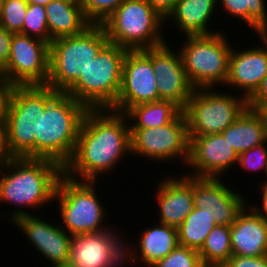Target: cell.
Listing matches in <instances>:
<instances>
[{
  "instance_id": "37",
  "label": "cell",
  "mask_w": 267,
  "mask_h": 267,
  "mask_svg": "<svg viewBox=\"0 0 267 267\" xmlns=\"http://www.w3.org/2000/svg\"><path fill=\"white\" fill-rule=\"evenodd\" d=\"M13 85L0 81V127H6Z\"/></svg>"
},
{
  "instance_id": "8",
  "label": "cell",
  "mask_w": 267,
  "mask_h": 267,
  "mask_svg": "<svg viewBox=\"0 0 267 267\" xmlns=\"http://www.w3.org/2000/svg\"><path fill=\"white\" fill-rule=\"evenodd\" d=\"M178 51L186 75L195 89L225 85L229 73L232 45L224 33L185 36Z\"/></svg>"
},
{
  "instance_id": "3",
  "label": "cell",
  "mask_w": 267,
  "mask_h": 267,
  "mask_svg": "<svg viewBox=\"0 0 267 267\" xmlns=\"http://www.w3.org/2000/svg\"><path fill=\"white\" fill-rule=\"evenodd\" d=\"M88 109L65 92H58L39 114V137H34V158L49 159L64 167L72 158L79 129Z\"/></svg>"
},
{
  "instance_id": "42",
  "label": "cell",
  "mask_w": 267,
  "mask_h": 267,
  "mask_svg": "<svg viewBox=\"0 0 267 267\" xmlns=\"http://www.w3.org/2000/svg\"><path fill=\"white\" fill-rule=\"evenodd\" d=\"M5 128L6 127H0V159L10 158L6 147Z\"/></svg>"
},
{
  "instance_id": "7",
  "label": "cell",
  "mask_w": 267,
  "mask_h": 267,
  "mask_svg": "<svg viewBox=\"0 0 267 267\" xmlns=\"http://www.w3.org/2000/svg\"><path fill=\"white\" fill-rule=\"evenodd\" d=\"M164 21L147 1L124 0L102 26L110 43L127 50H144L166 42L161 30Z\"/></svg>"
},
{
  "instance_id": "2",
  "label": "cell",
  "mask_w": 267,
  "mask_h": 267,
  "mask_svg": "<svg viewBox=\"0 0 267 267\" xmlns=\"http://www.w3.org/2000/svg\"><path fill=\"white\" fill-rule=\"evenodd\" d=\"M1 171L0 202H10L19 208L10 214L12 221L34 214L22 207L38 209L54 201L59 179L64 174L63 167L55 161L25 157H10Z\"/></svg>"
},
{
  "instance_id": "24",
  "label": "cell",
  "mask_w": 267,
  "mask_h": 267,
  "mask_svg": "<svg viewBox=\"0 0 267 267\" xmlns=\"http://www.w3.org/2000/svg\"><path fill=\"white\" fill-rule=\"evenodd\" d=\"M157 225L142 230L139 235V244L134 246L136 263L140 258L141 263L143 261L146 267H150L165 258L179 245L177 228L163 223Z\"/></svg>"
},
{
  "instance_id": "20",
  "label": "cell",
  "mask_w": 267,
  "mask_h": 267,
  "mask_svg": "<svg viewBox=\"0 0 267 267\" xmlns=\"http://www.w3.org/2000/svg\"><path fill=\"white\" fill-rule=\"evenodd\" d=\"M230 240L233 255L266 256L267 220L246 205L230 226Z\"/></svg>"
},
{
  "instance_id": "29",
  "label": "cell",
  "mask_w": 267,
  "mask_h": 267,
  "mask_svg": "<svg viewBox=\"0 0 267 267\" xmlns=\"http://www.w3.org/2000/svg\"><path fill=\"white\" fill-rule=\"evenodd\" d=\"M229 15L242 19L258 34L267 33V10L264 0H219Z\"/></svg>"
},
{
  "instance_id": "25",
  "label": "cell",
  "mask_w": 267,
  "mask_h": 267,
  "mask_svg": "<svg viewBox=\"0 0 267 267\" xmlns=\"http://www.w3.org/2000/svg\"><path fill=\"white\" fill-rule=\"evenodd\" d=\"M108 229L71 235L69 263L74 267H106L109 258Z\"/></svg>"
},
{
  "instance_id": "6",
  "label": "cell",
  "mask_w": 267,
  "mask_h": 267,
  "mask_svg": "<svg viewBox=\"0 0 267 267\" xmlns=\"http://www.w3.org/2000/svg\"><path fill=\"white\" fill-rule=\"evenodd\" d=\"M46 85L13 86L5 128L10 157L34 158V137H39V114L57 94Z\"/></svg>"
},
{
  "instance_id": "11",
  "label": "cell",
  "mask_w": 267,
  "mask_h": 267,
  "mask_svg": "<svg viewBox=\"0 0 267 267\" xmlns=\"http://www.w3.org/2000/svg\"><path fill=\"white\" fill-rule=\"evenodd\" d=\"M49 46L40 39L13 33L9 60L0 70V81L13 86L46 85Z\"/></svg>"
},
{
  "instance_id": "27",
  "label": "cell",
  "mask_w": 267,
  "mask_h": 267,
  "mask_svg": "<svg viewBox=\"0 0 267 267\" xmlns=\"http://www.w3.org/2000/svg\"><path fill=\"white\" fill-rule=\"evenodd\" d=\"M216 225L212 215L204 208L194 207L177 228L179 245L199 251L207 235Z\"/></svg>"
},
{
  "instance_id": "43",
  "label": "cell",
  "mask_w": 267,
  "mask_h": 267,
  "mask_svg": "<svg viewBox=\"0 0 267 267\" xmlns=\"http://www.w3.org/2000/svg\"><path fill=\"white\" fill-rule=\"evenodd\" d=\"M258 111L260 112V114L262 115L264 121H265V125L267 127V104L262 105Z\"/></svg>"
},
{
  "instance_id": "19",
  "label": "cell",
  "mask_w": 267,
  "mask_h": 267,
  "mask_svg": "<svg viewBox=\"0 0 267 267\" xmlns=\"http://www.w3.org/2000/svg\"><path fill=\"white\" fill-rule=\"evenodd\" d=\"M157 184L158 223L178 228L194 208L193 176L170 177Z\"/></svg>"
},
{
  "instance_id": "32",
  "label": "cell",
  "mask_w": 267,
  "mask_h": 267,
  "mask_svg": "<svg viewBox=\"0 0 267 267\" xmlns=\"http://www.w3.org/2000/svg\"><path fill=\"white\" fill-rule=\"evenodd\" d=\"M113 230V228L108 229L110 255L106 262V267H123L121 265L129 262H133V264H135L136 260L134 246L131 249L129 244L127 245L126 242H124L125 239L120 236V233L118 234L119 231L115 232V230Z\"/></svg>"
},
{
  "instance_id": "15",
  "label": "cell",
  "mask_w": 267,
  "mask_h": 267,
  "mask_svg": "<svg viewBox=\"0 0 267 267\" xmlns=\"http://www.w3.org/2000/svg\"><path fill=\"white\" fill-rule=\"evenodd\" d=\"M232 188V190H231ZM242 194L234 192L220 178L193 177L194 207L205 209L217 225L231 226L248 204Z\"/></svg>"
},
{
  "instance_id": "26",
  "label": "cell",
  "mask_w": 267,
  "mask_h": 267,
  "mask_svg": "<svg viewBox=\"0 0 267 267\" xmlns=\"http://www.w3.org/2000/svg\"><path fill=\"white\" fill-rule=\"evenodd\" d=\"M183 110L172 101L142 103L131 107L125 115L133 121L130 129H147L172 122Z\"/></svg>"
},
{
  "instance_id": "16",
  "label": "cell",
  "mask_w": 267,
  "mask_h": 267,
  "mask_svg": "<svg viewBox=\"0 0 267 267\" xmlns=\"http://www.w3.org/2000/svg\"><path fill=\"white\" fill-rule=\"evenodd\" d=\"M189 139L187 165L193 168L190 176L220 178L238 162V154L220 133L189 136Z\"/></svg>"
},
{
  "instance_id": "33",
  "label": "cell",
  "mask_w": 267,
  "mask_h": 267,
  "mask_svg": "<svg viewBox=\"0 0 267 267\" xmlns=\"http://www.w3.org/2000/svg\"><path fill=\"white\" fill-rule=\"evenodd\" d=\"M124 0H78L91 24H102Z\"/></svg>"
},
{
  "instance_id": "9",
  "label": "cell",
  "mask_w": 267,
  "mask_h": 267,
  "mask_svg": "<svg viewBox=\"0 0 267 267\" xmlns=\"http://www.w3.org/2000/svg\"><path fill=\"white\" fill-rule=\"evenodd\" d=\"M95 184L96 181L75 180L65 174L60 177L54 200L59 201L58 212L65 226L61 228L68 234L96 233L109 229L103 224L107 212L98 200Z\"/></svg>"
},
{
  "instance_id": "14",
  "label": "cell",
  "mask_w": 267,
  "mask_h": 267,
  "mask_svg": "<svg viewBox=\"0 0 267 267\" xmlns=\"http://www.w3.org/2000/svg\"><path fill=\"white\" fill-rule=\"evenodd\" d=\"M174 52L167 42L152 47V66L159 101H172L183 110L195 88L186 75L179 51Z\"/></svg>"
},
{
  "instance_id": "34",
  "label": "cell",
  "mask_w": 267,
  "mask_h": 267,
  "mask_svg": "<svg viewBox=\"0 0 267 267\" xmlns=\"http://www.w3.org/2000/svg\"><path fill=\"white\" fill-rule=\"evenodd\" d=\"M150 267H204L198 251L178 245L165 258Z\"/></svg>"
},
{
  "instance_id": "4",
  "label": "cell",
  "mask_w": 267,
  "mask_h": 267,
  "mask_svg": "<svg viewBox=\"0 0 267 267\" xmlns=\"http://www.w3.org/2000/svg\"><path fill=\"white\" fill-rule=\"evenodd\" d=\"M108 42L102 24H91L82 33L52 40L46 86L65 92Z\"/></svg>"
},
{
  "instance_id": "10",
  "label": "cell",
  "mask_w": 267,
  "mask_h": 267,
  "mask_svg": "<svg viewBox=\"0 0 267 267\" xmlns=\"http://www.w3.org/2000/svg\"><path fill=\"white\" fill-rule=\"evenodd\" d=\"M213 88L195 89L183 113L189 136L222 133L248 107L247 99Z\"/></svg>"
},
{
  "instance_id": "5",
  "label": "cell",
  "mask_w": 267,
  "mask_h": 267,
  "mask_svg": "<svg viewBox=\"0 0 267 267\" xmlns=\"http://www.w3.org/2000/svg\"><path fill=\"white\" fill-rule=\"evenodd\" d=\"M127 51L108 42L65 93L88 110L112 109L120 91Z\"/></svg>"
},
{
  "instance_id": "45",
  "label": "cell",
  "mask_w": 267,
  "mask_h": 267,
  "mask_svg": "<svg viewBox=\"0 0 267 267\" xmlns=\"http://www.w3.org/2000/svg\"><path fill=\"white\" fill-rule=\"evenodd\" d=\"M51 267H74L72 264L69 262L67 263H62V264H57V265H51Z\"/></svg>"
},
{
  "instance_id": "17",
  "label": "cell",
  "mask_w": 267,
  "mask_h": 267,
  "mask_svg": "<svg viewBox=\"0 0 267 267\" xmlns=\"http://www.w3.org/2000/svg\"><path fill=\"white\" fill-rule=\"evenodd\" d=\"M12 223L23 231L38 253H41L52 265L69 261L71 235L62 229L61 225L50 224L36 215L21 216Z\"/></svg>"
},
{
  "instance_id": "31",
  "label": "cell",
  "mask_w": 267,
  "mask_h": 267,
  "mask_svg": "<svg viewBox=\"0 0 267 267\" xmlns=\"http://www.w3.org/2000/svg\"><path fill=\"white\" fill-rule=\"evenodd\" d=\"M26 0H4L0 4V26L12 33H21L27 12Z\"/></svg>"
},
{
  "instance_id": "41",
  "label": "cell",
  "mask_w": 267,
  "mask_h": 267,
  "mask_svg": "<svg viewBox=\"0 0 267 267\" xmlns=\"http://www.w3.org/2000/svg\"><path fill=\"white\" fill-rule=\"evenodd\" d=\"M262 193V206L253 205L251 208L257 215L261 216L263 219L267 220V182H263L260 186ZM262 209V210H261Z\"/></svg>"
},
{
  "instance_id": "46",
  "label": "cell",
  "mask_w": 267,
  "mask_h": 267,
  "mask_svg": "<svg viewBox=\"0 0 267 267\" xmlns=\"http://www.w3.org/2000/svg\"><path fill=\"white\" fill-rule=\"evenodd\" d=\"M8 160V159H0V172H1V169H2V166L4 164V162Z\"/></svg>"
},
{
  "instance_id": "21",
  "label": "cell",
  "mask_w": 267,
  "mask_h": 267,
  "mask_svg": "<svg viewBox=\"0 0 267 267\" xmlns=\"http://www.w3.org/2000/svg\"><path fill=\"white\" fill-rule=\"evenodd\" d=\"M218 0H177L165 21L174 20L178 30L186 36H203L218 33L208 28ZM174 18V19H173Z\"/></svg>"
},
{
  "instance_id": "18",
  "label": "cell",
  "mask_w": 267,
  "mask_h": 267,
  "mask_svg": "<svg viewBox=\"0 0 267 267\" xmlns=\"http://www.w3.org/2000/svg\"><path fill=\"white\" fill-rule=\"evenodd\" d=\"M265 47H251L243 51L232 48L226 86L238 87L248 99L267 75V33L258 34Z\"/></svg>"
},
{
  "instance_id": "40",
  "label": "cell",
  "mask_w": 267,
  "mask_h": 267,
  "mask_svg": "<svg viewBox=\"0 0 267 267\" xmlns=\"http://www.w3.org/2000/svg\"><path fill=\"white\" fill-rule=\"evenodd\" d=\"M164 19L172 12L177 0H145Z\"/></svg>"
},
{
  "instance_id": "1",
  "label": "cell",
  "mask_w": 267,
  "mask_h": 267,
  "mask_svg": "<svg viewBox=\"0 0 267 267\" xmlns=\"http://www.w3.org/2000/svg\"><path fill=\"white\" fill-rule=\"evenodd\" d=\"M127 116L111 109L88 110L82 120L72 158L64 174L81 181H96L111 172L122 157L131 153ZM125 154V155H124Z\"/></svg>"
},
{
  "instance_id": "12",
  "label": "cell",
  "mask_w": 267,
  "mask_h": 267,
  "mask_svg": "<svg viewBox=\"0 0 267 267\" xmlns=\"http://www.w3.org/2000/svg\"><path fill=\"white\" fill-rule=\"evenodd\" d=\"M131 153L157 160L171 162L181 158L187 165L190 139L183 111L170 123L147 129H130ZM170 160V161H169Z\"/></svg>"
},
{
  "instance_id": "23",
  "label": "cell",
  "mask_w": 267,
  "mask_h": 267,
  "mask_svg": "<svg viewBox=\"0 0 267 267\" xmlns=\"http://www.w3.org/2000/svg\"><path fill=\"white\" fill-rule=\"evenodd\" d=\"M45 10L52 40L77 35L91 25L78 0H51Z\"/></svg>"
},
{
  "instance_id": "36",
  "label": "cell",
  "mask_w": 267,
  "mask_h": 267,
  "mask_svg": "<svg viewBox=\"0 0 267 267\" xmlns=\"http://www.w3.org/2000/svg\"><path fill=\"white\" fill-rule=\"evenodd\" d=\"M224 267H267V255L258 257L232 255Z\"/></svg>"
},
{
  "instance_id": "28",
  "label": "cell",
  "mask_w": 267,
  "mask_h": 267,
  "mask_svg": "<svg viewBox=\"0 0 267 267\" xmlns=\"http://www.w3.org/2000/svg\"><path fill=\"white\" fill-rule=\"evenodd\" d=\"M198 253L204 267L223 266L233 255L230 226L216 225L207 235Z\"/></svg>"
},
{
  "instance_id": "44",
  "label": "cell",
  "mask_w": 267,
  "mask_h": 267,
  "mask_svg": "<svg viewBox=\"0 0 267 267\" xmlns=\"http://www.w3.org/2000/svg\"><path fill=\"white\" fill-rule=\"evenodd\" d=\"M28 4H38L46 6L51 0H26Z\"/></svg>"
},
{
  "instance_id": "22",
  "label": "cell",
  "mask_w": 267,
  "mask_h": 267,
  "mask_svg": "<svg viewBox=\"0 0 267 267\" xmlns=\"http://www.w3.org/2000/svg\"><path fill=\"white\" fill-rule=\"evenodd\" d=\"M220 134L238 155L267 141V127L262 115L249 107Z\"/></svg>"
},
{
  "instance_id": "39",
  "label": "cell",
  "mask_w": 267,
  "mask_h": 267,
  "mask_svg": "<svg viewBox=\"0 0 267 267\" xmlns=\"http://www.w3.org/2000/svg\"><path fill=\"white\" fill-rule=\"evenodd\" d=\"M12 34L0 26V70L8 63Z\"/></svg>"
},
{
  "instance_id": "35",
  "label": "cell",
  "mask_w": 267,
  "mask_h": 267,
  "mask_svg": "<svg viewBox=\"0 0 267 267\" xmlns=\"http://www.w3.org/2000/svg\"><path fill=\"white\" fill-rule=\"evenodd\" d=\"M267 141L238 155V162L244 170H264L267 176Z\"/></svg>"
},
{
  "instance_id": "30",
  "label": "cell",
  "mask_w": 267,
  "mask_h": 267,
  "mask_svg": "<svg viewBox=\"0 0 267 267\" xmlns=\"http://www.w3.org/2000/svg\"><path fill=\"white\" fill-rule=\"evenodd\" d=\"M22 34L40 39L50 45L52 39L47 26L45 6L38 4L28 5L24 17Z\"/></svg>"
},
{
  "instance_id": "38",
  "label": "cell",
  "mask_w": 267,
  "mask_h": 267,
  "mask_svg": "<svg viewBox=\"0 0 267 267\" xmlns=\"http://www.w3.org/2000/svg\"><path fill=\"white\" fill-rule=\"evenodd\" d=\"M248 107L259 109L267 104V75L263 78L256 91L247 99Z\"/></svg>"
},
{
  "instance_id": "13",
  "label": "cell",
  "mask_w": 267,
  "mask_h": 267,
  "mask_svg": "<svg viewBox=\"0 0 267 267\" xmlns=\"http://www.w3.org/2000/svg\"><path fill=\"white\" fill-rule=\"evenodd\" d=\"M155 77L152 48L128 50L123 62L120 91L111 110L125 114L135 105L159 101Z\"/></svg>"
}]
</instances>
